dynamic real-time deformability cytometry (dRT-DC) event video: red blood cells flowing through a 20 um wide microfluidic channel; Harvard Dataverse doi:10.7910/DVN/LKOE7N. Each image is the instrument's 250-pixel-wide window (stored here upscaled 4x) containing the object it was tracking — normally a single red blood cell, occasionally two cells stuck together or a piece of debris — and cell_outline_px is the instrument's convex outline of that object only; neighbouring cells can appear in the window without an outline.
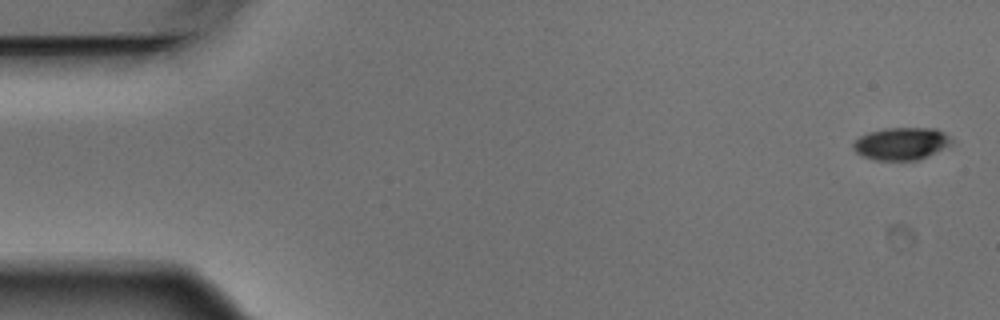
{"species": "Egyptian fruit bat (a non-hibernating species)", "species_latin": "Rousettus aegyptiacus", "temperature_condition": "warm", "stored_images_in_passage": 6, "camera_frame_rate_fps": 3000, "um_per_image_px": 0.085, "animal": {"sex": "male"}, "frame": {"image": 1, "passage_image": 1, "time_ms": 0.0, "image_size_px": [1000, 320], "cell_outline_px": [[952, 144], [928, 156], [916, 160], [876, 160], [864, 156], [856, 152], [852, 148], [852, 144], [860, 136], [868, 132], [884, 128], [936, 128], [944, 132], [952, 140]], "centroid_in_image_um": [76.61, 12.2], "position_along_channel_um": 8.4, "area_um2": 18.55}}
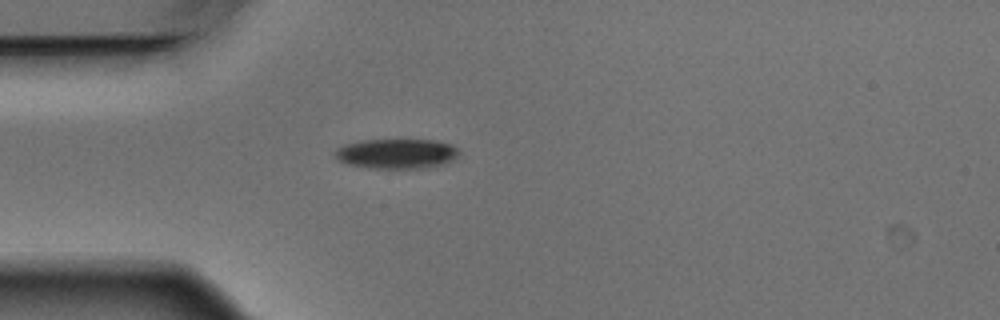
{"frame": {"image": 2, "passage_image": 5, "time_ms": 1.333, "image_size_px": [1000, 320], "cell_outline_px": [[460, 152], [452, 160], [444, 164], [432, 168], [368, 168], [348, 164], [336, 160], [336, 148], [344, 144], [364, 140], [432, 140], [448, 144], [456, 148]], "centroid_in_image_um": [33.69, 13.07], "position_along_channel_um": 51.3, "area_um2": 21.56}}